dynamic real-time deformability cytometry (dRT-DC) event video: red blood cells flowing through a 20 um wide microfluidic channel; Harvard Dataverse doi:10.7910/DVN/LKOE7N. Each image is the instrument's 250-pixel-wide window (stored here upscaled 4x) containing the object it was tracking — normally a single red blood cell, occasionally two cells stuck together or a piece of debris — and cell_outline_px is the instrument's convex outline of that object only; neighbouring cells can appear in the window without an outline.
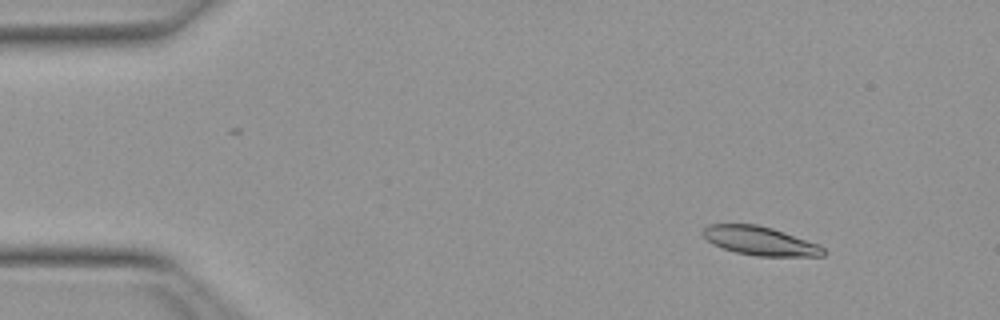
{"species": "Egyptian fruit bat (a non-hibernating species)", "species_latin": "Rousettus aegyptiacus", "temperature_condition": "warm", "stored_images_in_passage": 47, "camera_frame_rate_fps": 3000, "um_per_image_px": 0.085, "animal": {"sex": "female"}, "frame": {"image": 1, "passage_image": 2, "time_ms": 0.333, "image_size_px": [1000, 320], "cell_outline_px": [[828, 252], [824, 256], [756, 256], [736, 252], [724, 248], [708, 240], [700, 232], [708, 224], [756, 224], [772, 228], [816, 244], [824, 248]], "centroid_in_image_um": [64.6, 20.48], "position_along_channel_um": 20.4, "area_um2": 19.88}}
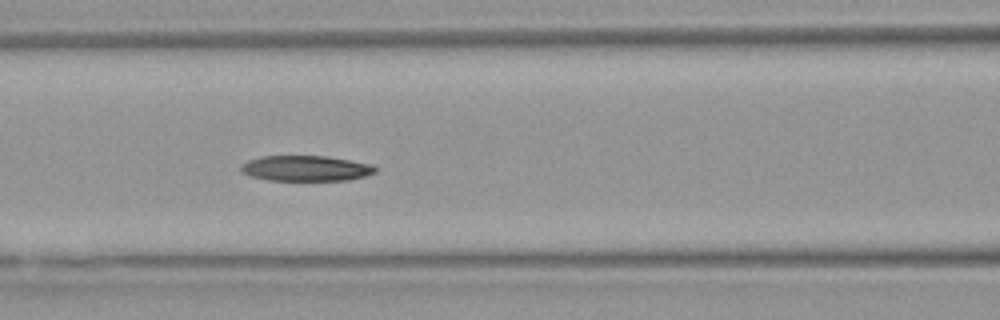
{"frame": {"image": 2, "passage_image": 18, "time_ms": 5.667, "image_size_px": [1000, 320], "cell_outline_px": [[376, 172], [364, 176], [348, 180], [268, 180], [252, 176], [244, 172], [240, 168], [240, 164], [248, 160], [260, 156], [328, 156], [372, 164], [376, 168]], "centroid_in_image_um": [26.0, 14.3], "position_along_channel_um": 140.6, "area_um2": 19.88}}
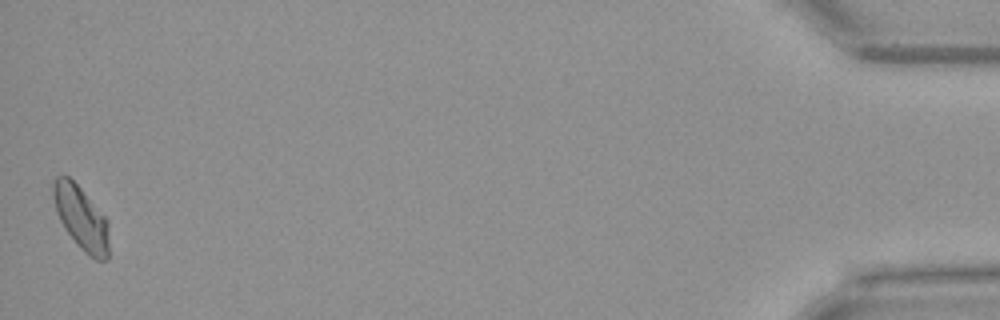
{"frame": {"image": 3, "passage_image": 47, "time_ms": 15.333, "image_size_px": [1000, 320], "cell_outline_px": [[108, 260], [96, 260], [84, 252], [80, 248], [64, 228], [56, 212], [52, 196], [52, 184], [56, 176], [68, 176], [80, 188], [108, 220]], "centroid_in_image_um": [6.88, 18.53], "position_along_channel_um": 428.3, "area_um2": 20.58}, "authors_computed_cell_mechanics": {"area_um2": 20.5768, "velocity_mm_per_s": 3.9659, "shape_relaxation_time_tau1_ms": 8.4466, "shape_relaxation_time_tau2_ms": null, "deformation_change_tau1": 0.1869, "deformation_change_tau2": null}}